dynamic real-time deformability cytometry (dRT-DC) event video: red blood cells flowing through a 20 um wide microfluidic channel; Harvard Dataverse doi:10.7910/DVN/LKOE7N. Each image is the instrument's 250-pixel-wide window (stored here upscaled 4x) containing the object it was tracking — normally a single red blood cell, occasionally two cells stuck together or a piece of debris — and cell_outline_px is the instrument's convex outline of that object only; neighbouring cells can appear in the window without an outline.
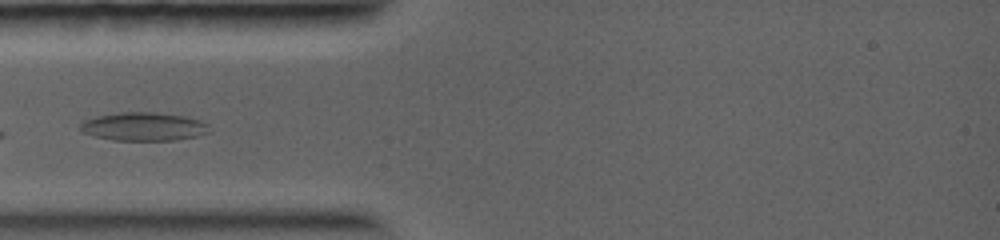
{"species": "common noctule bat (a hibernating species)", "species_latin": "Nyctalus noctula", "temperature_condition": "warm", "stored_images_in_passage": 4, "camera_frame_rate_fps": 5000, "um_per_image_px": 0.085, "animal": {"sex": "female", "body_mass_g": 19.0, "forearm_length_mm": 56.7}, "frame": {"image": 1, "passage_image": 1, "time_ms": 0.0, "image_size_px": [1000, 240], "cell_outline_px": [[212, 132], [196, 136], [176, 140], [112, 140], [80, 132], [80, 124], [84, 120], [96, 116], [120, 112], [156, 112], [184, 116], [200, 120], [208, 124], [212, 128]], "centroid_in_image_um": [12.24, 10.76], "position_along_channel_um": 72.8, "area_um2": 21.56}}
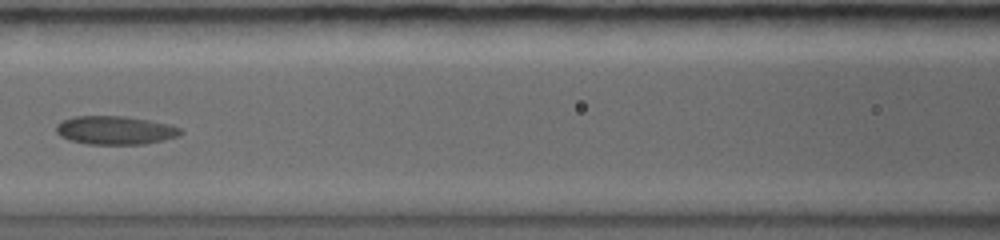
{"frame": {"image": 2, "passage_image": 3, "time_ms": 1.8, "image_size_px": [1000, 240], "cell_outline_px": [[184, 132], [180, 136], [164, 140], [144, 144], [84, 144], [68, 140], [60, 136], [56, 132], [56, 124], [60, 120], [72, 116], [128, 116], [168, 124], [180, 128]], "centroid_in_image_um": [9.76, 11.07], "position_along_channel_um": 156.8, "area_um2": 20.98}}